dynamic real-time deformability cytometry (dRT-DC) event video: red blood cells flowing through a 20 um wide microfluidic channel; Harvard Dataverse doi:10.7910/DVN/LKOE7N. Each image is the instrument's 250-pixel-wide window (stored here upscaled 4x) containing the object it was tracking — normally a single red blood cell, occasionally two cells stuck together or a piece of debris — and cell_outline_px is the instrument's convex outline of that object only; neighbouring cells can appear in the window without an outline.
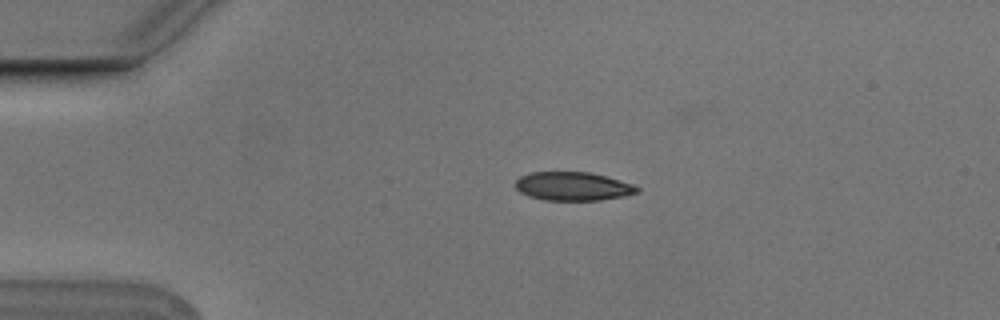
{"species": "Egyptian fruit bat (a non-hibernating species)", "species_latin": "Rousettus aegyptiacus", "temperature_condition": "cold", "stored_images_in_passage": 2, "camera_frame_rate_fps": 3000, "um_per_image_px": 0.085, "animal": {"sex": "male"}, "frame": {"image": 1, "passage_image": 1, "time_ms": 0.0, "image_size_px": [1000, 320], "cell_outline_px": [[640, 192], [624, 196], [600, 200], [544, 200], [528, 196], [520, 192], [516, 188], [516, 180], [520, 176], [532, 172], [592, 172], [632, 184], [640, 188]], "centroid_in_image_um": [48.7, 15.83], "position_along_channel_um": 36.3, "area_um2": 20.29}}
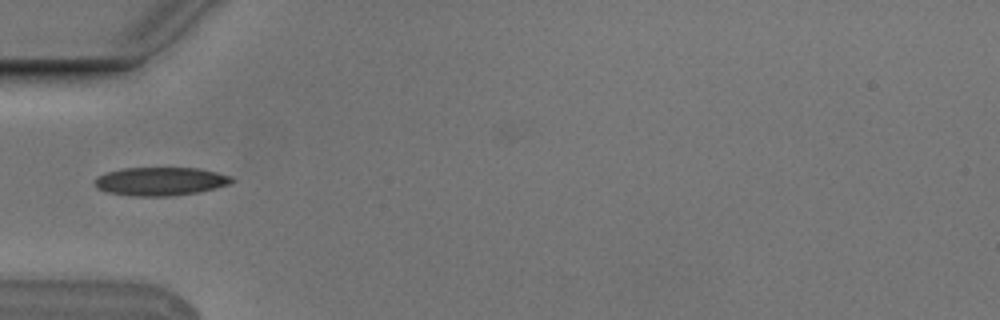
{"frame": {"image": 2, "passage_image": 2, "time_ms": 0.333, "image_size_px": [1000, 320], "cell_outline_px": [[236, 180], [228, 184], [200, 192], [172, 196], [128, 196], [108, 192], [96, 188], [92, 184], [96, 176], [108, 172], [124, 168], [196, 168], [216, 172], [232, 176]], "centroid_in_image_um": [13.6, 15.42], "position_along_channel_um": 71.4, "area_um2": 22.83}}